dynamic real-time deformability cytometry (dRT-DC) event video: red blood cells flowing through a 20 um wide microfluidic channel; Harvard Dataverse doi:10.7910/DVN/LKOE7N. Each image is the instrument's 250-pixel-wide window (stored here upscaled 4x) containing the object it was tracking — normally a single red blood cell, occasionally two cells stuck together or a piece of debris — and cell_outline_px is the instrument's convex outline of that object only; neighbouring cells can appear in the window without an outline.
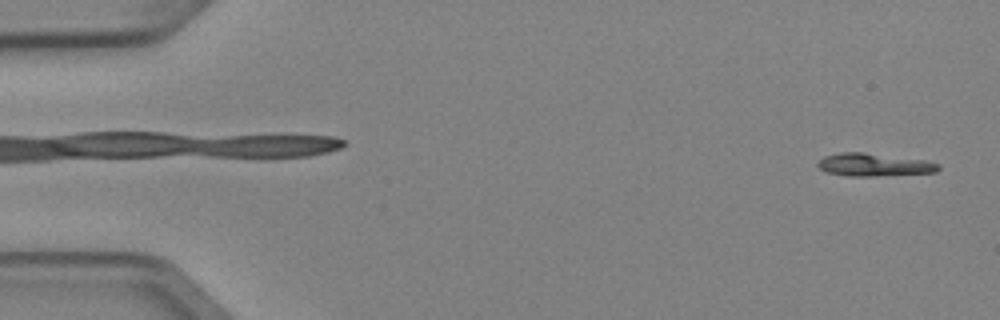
{"species": "Egyptian fruit bat (a non-hibernating species)", "species_latin": "Rousettus aegyptiacus", "temperature_condition": "cold", "stored_images_in_passage": 5, "camera_frame_rate_fps": 3000, "um_per_image_px": 0.085, "animal": {"sex": "female"}, "frame": {"image": 1, "passage_image": 5, "time_ms": 1.333, "image_size_px": [1000, 320], "cell_outline_px": [[940, 168], [936, 172], [872, 176], [848, 176], [828, 172], [820, 168], [816, 164], [824, 156], [840, 152], [864, 152], [928, 160], [940, 164]], "centroid_in_image_um": [74.32, 13.99], "position_along_channel_um": 10.7, "area_um2": 16.07}}